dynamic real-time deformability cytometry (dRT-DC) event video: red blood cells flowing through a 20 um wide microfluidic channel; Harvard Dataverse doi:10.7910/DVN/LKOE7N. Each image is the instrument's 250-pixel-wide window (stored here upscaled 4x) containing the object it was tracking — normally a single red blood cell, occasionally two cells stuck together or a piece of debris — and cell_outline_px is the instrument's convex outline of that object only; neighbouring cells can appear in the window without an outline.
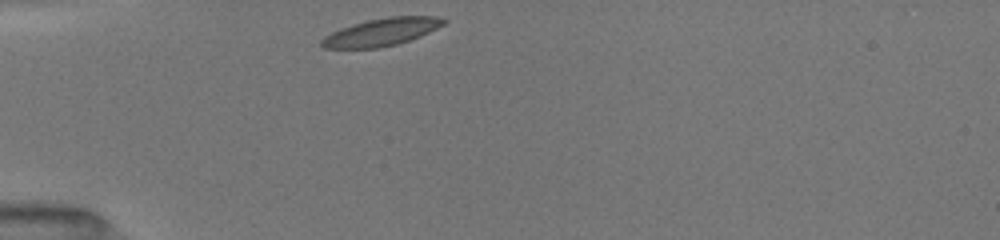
{"species": "common noctule bat (a hibernating species)", "species_latin": "Nyctalus noctula", "temperature_condition": "room temperature", "stored_images_in_passage": 31, "camera_frame_rate_fps": 3000, "um_per_image_px": 0.085, "animal": {"sex": "female", "body_mass_g": 19.5, "forearm_length_mm": 54.1}, "frame": {"image": 1, "passage_image": 1, "time_ms": 0.0, "image_size_px": [1000, 240], "cell_outline_px": [[448, 20], [444, 24], [420, 36], [396, 44], [376, 48], [324, 48], [320, 44], [320, 40], [324, 36], [340, 28], [352, 24], [368, 20], [388, 16], [436, 16]], "centroid_in_image_um": [32.4, 2.71], "position_along_channel_um": 52.6, "area_um2": 19.48}}
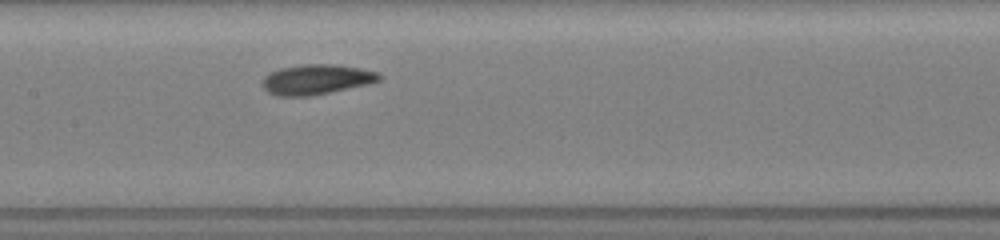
{"frame": {"image": 2, "passage_image": 12, "time_ms": 3.667, "image_size_px": [1000, 240], "cell_outline_px": [[384, 76], [380, 80], [368, 84], [308, 96], [276, 96], [268, 92], [264, 88], [264, 76], [280, 68], [300, 64], [336, 64], [360, 68], [380, 72]], "centroid_in_image_um": [26.94, 6.74], "position_along_channel_um": 180.5, "area_um2": 20.4}}
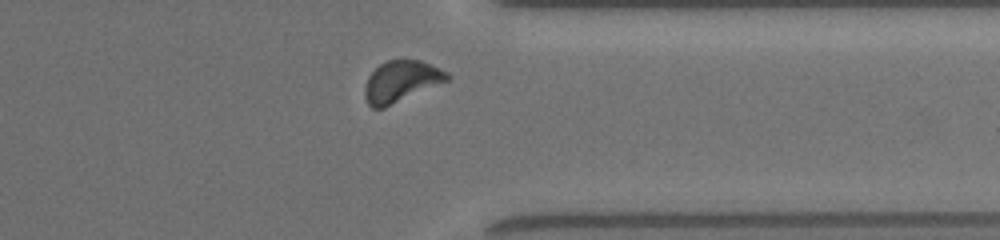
{"frame": {"image": 3, "passage_image": 27, "time_ms": 8.667, "image_size_px": [1000, 240], "cell_outline_px": [[452, 76], [448, 80], [384, 108], [372, 108], [368, 104], [364, 96], [364, 88], [368, 76], [380, 64], [388, 60], [400, 56], [420, 60], [440, 68], [448, 72]], "centroid_in_image_um": [34.09, 6.87], "position_along_channel_um": 377.3, "area_um2": 20.17}, "authors_computed_cell_mechanics": {"area_um2": 19.4786, "velocity_mm_per_s": 3.9719, "shape_relaxation_time_tau1_ms": 2.5751, "shape_relaxation_time_tau2_ms": 1.7731, "deformation_change_tau1": 0.108, "deformation_change_tau2": 0.0699}}